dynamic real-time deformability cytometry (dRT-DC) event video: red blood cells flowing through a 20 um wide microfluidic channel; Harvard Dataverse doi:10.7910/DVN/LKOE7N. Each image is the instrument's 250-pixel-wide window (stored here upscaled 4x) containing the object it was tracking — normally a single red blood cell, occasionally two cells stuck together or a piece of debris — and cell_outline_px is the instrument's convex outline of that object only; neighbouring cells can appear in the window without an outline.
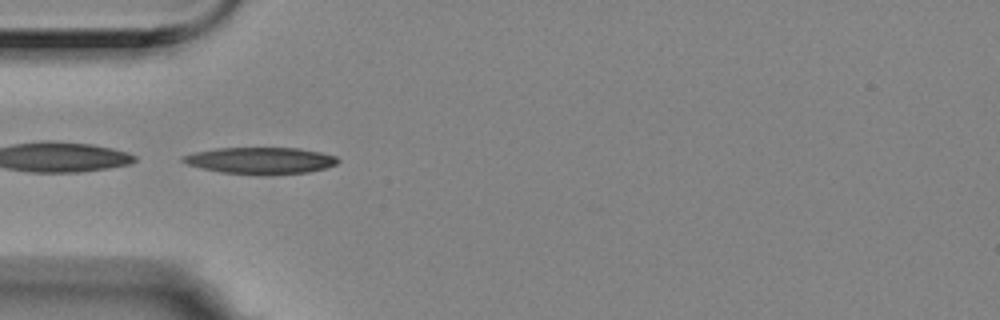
{"species": "Egyptian fruit bat (a non-hibernating species)", "species_latin": "Rousettus aegyptiacus", "temperature_condition": "room temperature", "stored_images_in_passage": 5, "camera_frame_rate_fps": 3000, "um_per_image_px": 0.085, "animal": {"sex": "female"}, "frame": {"image": 1, "passage_image": 4, "time_ms": 1.0, "image_size_px": [1000, 320], "cell_outline_px": [[340, 160], [336, 164], [324, 168], [308, 172], [264, 176], [220, 172], [188, 164], [180, 160], [180, 156], [196, 152], [216, 148], [296, 148], [320, 152], [336, 156]], "centroid_in_image_um": [22.14, 13.66], "position_along_channel_um": 62.9, "area_um2": 24.16}}